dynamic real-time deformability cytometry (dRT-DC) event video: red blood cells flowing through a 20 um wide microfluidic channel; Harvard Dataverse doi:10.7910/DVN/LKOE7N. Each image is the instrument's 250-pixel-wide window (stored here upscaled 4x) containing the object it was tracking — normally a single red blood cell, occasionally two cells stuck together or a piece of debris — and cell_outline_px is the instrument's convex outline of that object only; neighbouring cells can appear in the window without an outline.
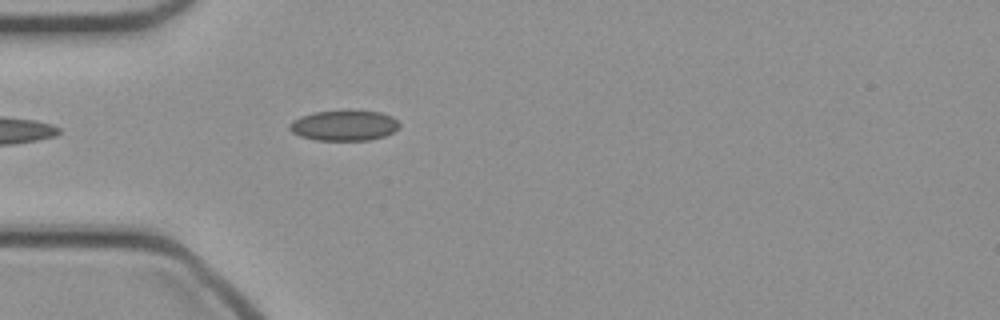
{"species": "common noctule bat (a hibernating species)", "species_latin": "Nyctalus noctula", "temperature_condition": "cold", "stored_images_in_passage": 10, "camera_frame_rate_fps": 3000, "um_per_image_px": 0.085, "animal": {"sex": "female", "body_mass_g": 21.9}, "frame": {"image": 1, "passage_image": 1, "time_ms": 0.0, "image_size_px": [1000, 320], "cell_outline_px": [[400, 128], [384, 136], [368, 140], [316, 140], [300, 136], [292, 132], [288, 128], [288, 124], [292, 120], [300, 116], [316, 112], [380, 112], [392, 116], [400, 124]], "centroid_in_image_um": [29.23, 10.69], "position_along_channel_um": 55.8, "area_um2": 19.13}}
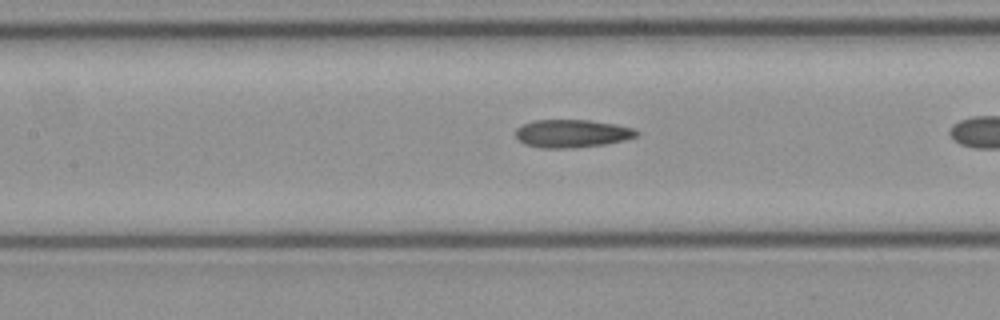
{"frame": {"image": 2, "passage_image": 6, "time_ms": 1.667, "image_size_px": [1000, 320], "cell_outline_px": [[640, 136], [624, 140], [604, 144], [576, 148], [540, 148], [524, 144], [516, 140], [516, 128], [524, 124], [536, 120], [588, 120], [616, 124], [632, 128], [640, 132]], "centroid_in_image_um": [48.62, 11.36], "position_along_channel_um": 158.8, "area_um2": 19.88}}
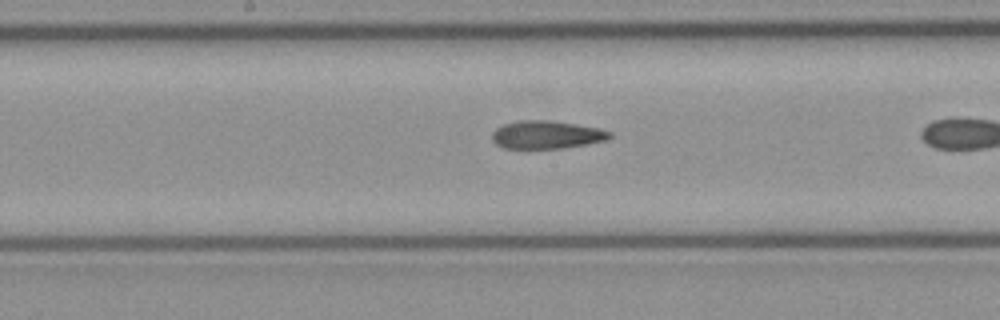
{"frame": {"image": 3, "passage_image": 9, "time_ms": 2.667, "image_size_px": [1000, 320], "cell_outline_px": [[612, 136], [608, 140], [564, 148], [528, 152], [504, 148], [496, 144], [492, 140], [492, 132], [496, 128], [504, 124], [520, 120], [544, 120], [576, 124], [600, 128], [612, 132]], "centroid_in_image_um": [46.42, 11.51], "position_along_channel_um": 201.8, "area_um2": 20.06}}